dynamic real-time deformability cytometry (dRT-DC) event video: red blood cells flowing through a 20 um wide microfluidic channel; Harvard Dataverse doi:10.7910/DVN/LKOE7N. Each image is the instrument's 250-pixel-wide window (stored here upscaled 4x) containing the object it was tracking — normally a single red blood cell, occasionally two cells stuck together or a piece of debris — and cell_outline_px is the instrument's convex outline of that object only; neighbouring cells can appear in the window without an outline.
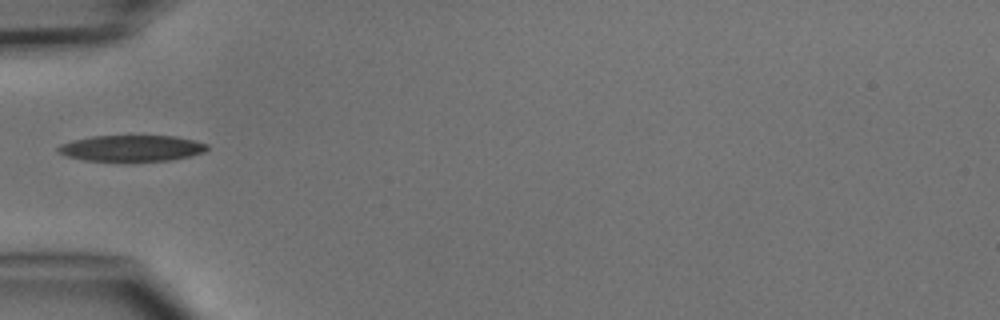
{"species": "common noctule bat (a hibernating species)", "species_latin": "Nyctalus noctula", "temperature_condition": "cold", "stored_images_in_passage": 5, "camera_frame_rate_fps": 3000, "um_per_image_px": 0.085, "animal": {"sex": "male", "body_mass_g": 15.6}, "frame": {"image": 1, "passage_image": 4, "time_ms": 3.667, "image_size_px": [1000, 320], "cell_outline_px": [[208, 148], [204, 152], [172, 160], [124, 164], [84, 160], [64, 156], [56, 148], [60, 144], [72, 140], [92, 136], [176, 136], [208, 144]], "centroid_in_image_um": [11.14, 12.64], "position_along_channel_um": 73.9, "area_um2": 23.64}}